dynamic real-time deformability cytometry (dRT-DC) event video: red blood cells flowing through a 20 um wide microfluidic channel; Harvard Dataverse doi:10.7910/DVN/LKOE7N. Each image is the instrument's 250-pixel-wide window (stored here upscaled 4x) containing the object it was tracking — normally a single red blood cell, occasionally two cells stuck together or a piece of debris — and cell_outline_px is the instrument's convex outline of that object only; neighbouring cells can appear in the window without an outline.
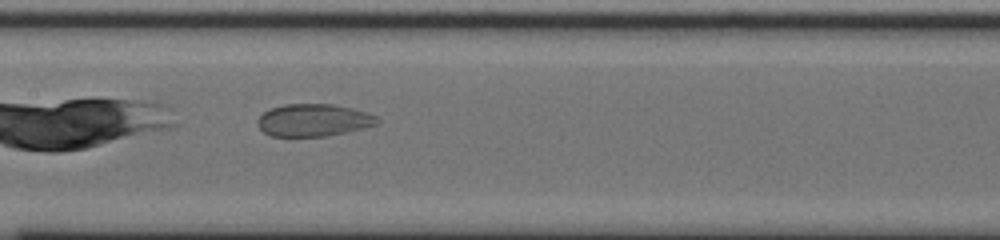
{"species": "common noctule bat (a hibernating species)", "species_latin": "Nyctalus noctula", "temperature_condition": "cold", "stored_images_in_passage": 31, "camera_frame_rate_fps": 3000, "um_per_image_px": 0.085, "animal": {"sex": "male", "body_mass_g": 20.0, "forearm_length_mm": 53.3}, "frame": {"image": 1, "passage_image": 10, "time_ms": 3.0, "image_size_px": [1000, 240], "cell_outline_px": [[380, 124], [364, 128], [324, 136], [268, 136], [256, 124], [256, 120], [264, 112], [272, 108], [284, 104], [332, 104], [352, 108], [368, 112], [376, 116], [380, 120]], "centroid_in_image_um": [26.66, 10.21], "position_along_channel_um": 180.7, "area_um2": 22.66}}
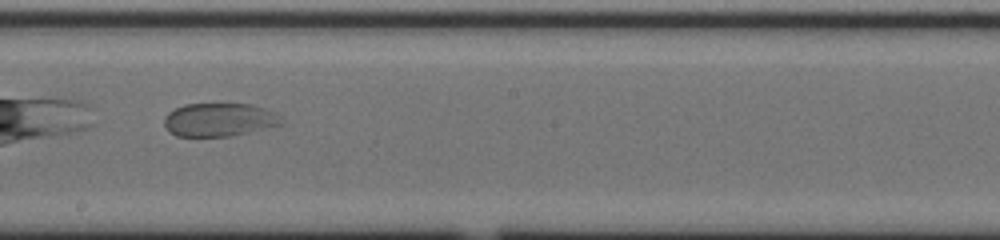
{"frame": {"image": 2, "passage_image": 14, "time_ms": 4.333, "image_size_px": [1000, 240], "cell_outline_px": [[284, 120], [280, 124], [228, 136], [176, 136], [168, 132], [164, 124], [164, 116], [168, 112], [184, 104], [252, 104], [276, 112]], "centroid_in_image_um": [18.59, 10.16], "position_along_channel_um": 229.6, "area_um2": 22.6}}